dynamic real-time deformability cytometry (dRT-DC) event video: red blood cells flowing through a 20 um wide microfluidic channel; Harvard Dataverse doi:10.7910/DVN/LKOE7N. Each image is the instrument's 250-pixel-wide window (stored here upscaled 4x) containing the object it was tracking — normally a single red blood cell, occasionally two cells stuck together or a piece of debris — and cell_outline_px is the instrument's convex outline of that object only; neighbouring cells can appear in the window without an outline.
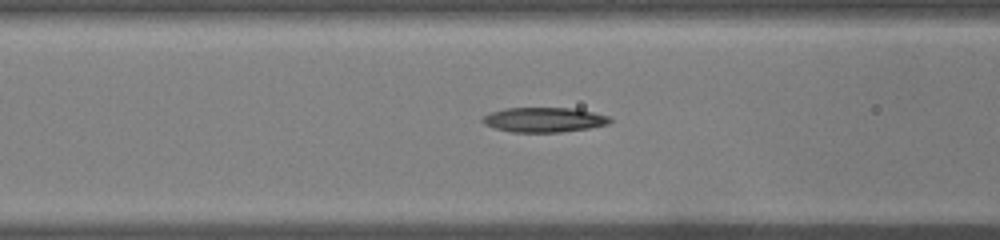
{"species": "common noctule bat (a hibernating species)", "species_latin": "Nyctalus noctula", "temperature_condition": "warm", "stored_images_in_passage": 35, "camera_frame_rate_fps": 3000, "um_per_image_px": 0.085, "animal": {"sex": "male", "body_mass_g": 19.0, "forearm_length_mm": 50.8}, "frame": {"image": 1, "passage_image": 15, "time_ms": 4.667, "image_size_px": [1000, 240], "cell_outline_px": [[612, 120], [608, 124], [588, 128], [560, 132], [512, 132], [496, 128], [484, 124], [480, 120], [484, 116], [492, 112], [504, 108], [576, 108], [608, 116]], "centroid_in_image_um": [46.23, 10.17], "position_along_channel_um": 120.4, "area_um2": 18.26}}
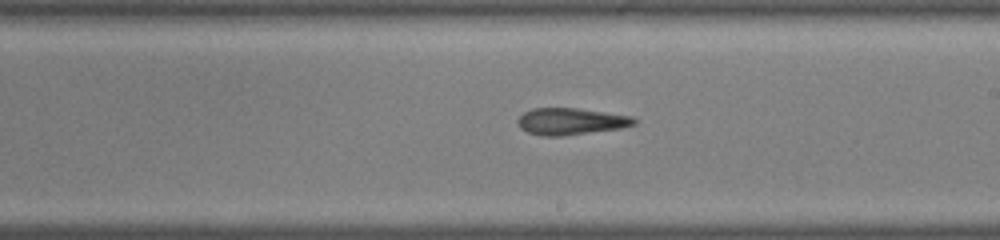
{"frame": {"image": 2, "passage_image": 24, "time_ms": 7.667, "image_size_px": [1000, 240], "cell_outline_px": [[636, 124], [620, 128], [564, 136], [544, 136], [528, 132], [520, 128], [516, 120], [524, 112], [532, 108], [576, 108], [632, 116], [636, 120]], "centroid_in_image_um": [48.5, 10.32], "position_along_channel_um": 240.5, "area_um2": 18.09}}
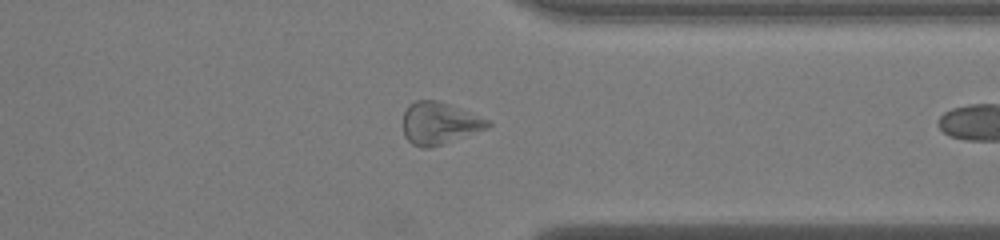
{"frame": {"image": 3, "passage_image": 34, "time_ms": 11.0, "image_size_px": [1000, 240], "cell_outline_px": [[492, 124], [488, 128], [428, 148], [420, 148], [412, 144], [404, 136], [404, 112], [408, 104], [416, 100], [436, 100], [448, 104], [492, 120]], "centroid_in_image_um": [37.34, 10.46], "position_along_channel_um": 374.1, "area_um2": 20.63}}